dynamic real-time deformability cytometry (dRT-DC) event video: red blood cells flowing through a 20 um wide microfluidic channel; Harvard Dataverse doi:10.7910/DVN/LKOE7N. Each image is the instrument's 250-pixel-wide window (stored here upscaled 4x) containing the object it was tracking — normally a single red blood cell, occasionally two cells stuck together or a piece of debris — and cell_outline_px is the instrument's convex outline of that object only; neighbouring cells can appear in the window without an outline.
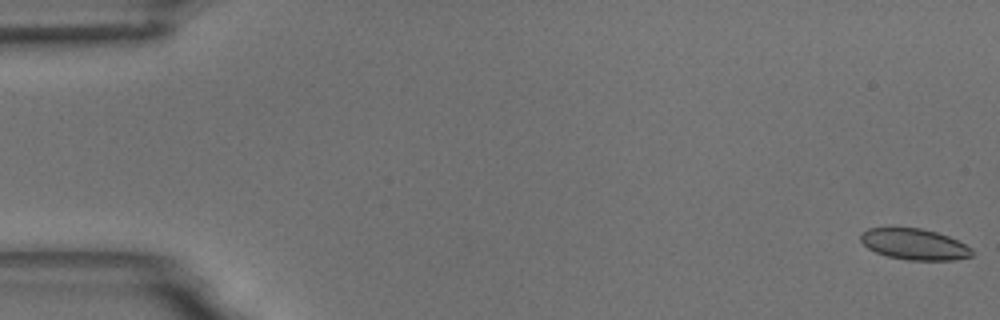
{"species": "common noctule bat (a hibernating species)", "species_latin": "Nyctalus noctula", "temperature_condition": "room temperature", "stored_images_in_passage": 15, "camera_frame_rate_fps": 3000, "um_per_image_px": 0.085, "animal": {"sex": "male", "body_mass_g": 18.8}, "frame": {"image": 1, "passage_image": 1, "time_ms": 0.0, "image_size_px": [1000, 320], "cell_outline_px": [[972, 256], [956, 260], [908, 260], [888, 256], [876, 252], [868, 248], [860, 240], [860, 232], [868, 228], [920, 228], [936, 232], [948, 236], [972, 248]], "centroid_in_image_um": [77.71, 20.76], "position_along_channel_um": 7.3, "area_um2": 20.06}}